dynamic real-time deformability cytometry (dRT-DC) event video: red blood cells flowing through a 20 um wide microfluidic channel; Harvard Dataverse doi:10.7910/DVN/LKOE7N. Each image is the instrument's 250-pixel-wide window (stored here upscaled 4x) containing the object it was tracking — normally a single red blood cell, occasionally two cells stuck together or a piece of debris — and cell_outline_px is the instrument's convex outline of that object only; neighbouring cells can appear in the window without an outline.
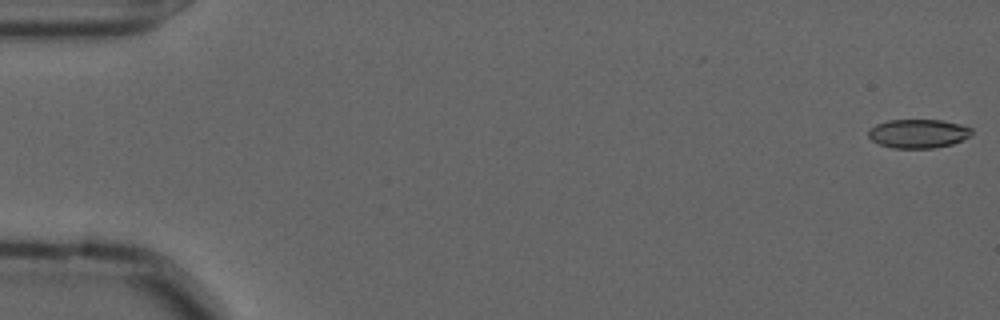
{"species": "common noctule bat (a hibernating species)", "species_latin": "Nyctalus noctula", "temperature_condition": "cold", "stored_images_in_passage": 22, "camera_frame_rate_fps": 3000, "um_per_image_px": 0.085, "animal": {"sex": "male", "forearm_length_mm": 52.5}, "frame": {"image": 1, "passage_image": 1, "time_ms": 0.0, "image_size_px": [1000, 320], "cell_outline_px": [[972, 136], [952, 144], [936, 148], [892, 148], [880, 144], [872, 140], [868, 136], [868, 128], [876, 124], [888, 120], [940, 120], [960, 124], [972, 128]], "centroid_in_image_um": [78.05, 11.35], "position_along_channel_um": 6.9, "area_um2": 17.51}}
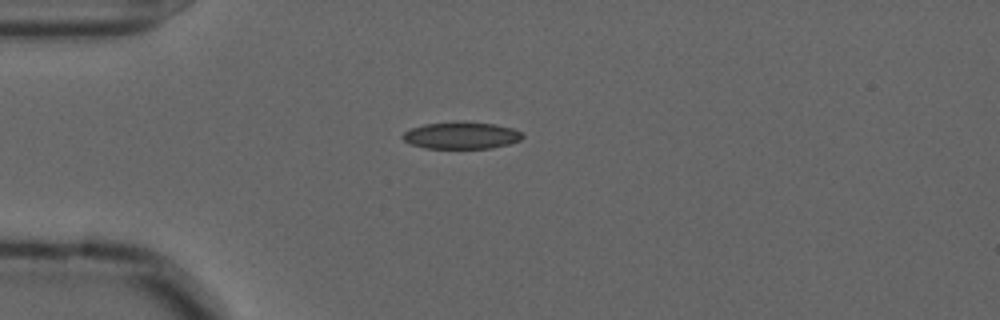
{"frame": {"image": 2, "passage_image": 15, "time_ms": 4.667, "image_size_px": [1000, 320], "cell_outline_px": [[524, 136], [520, 140], [508, 144], [492, 148], [424, 148], [412, 144], [404, 140], [400, 136], [404, 132], [412, 128], [424, 124], [452, 120], [464, 120], [496, 124], [512, 128], [520, 132]], "centroid_in_image_um": [39.2, 11.48], "position_along_channel_um": 45.8, "area_um2": 19.19}}
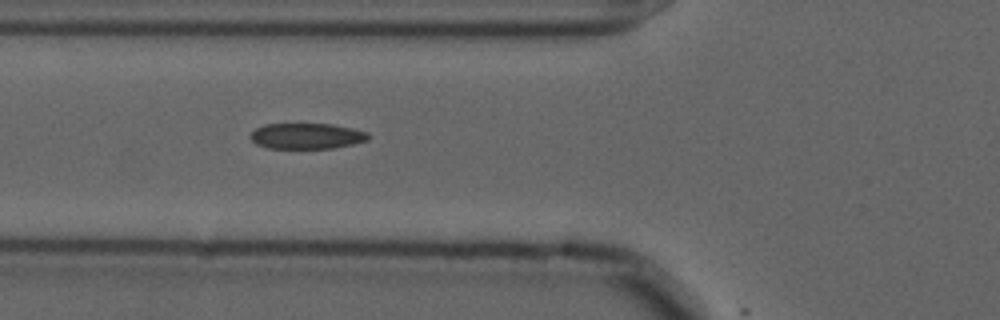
{"frame": {"image": 3, "passage_image": 21, "time_ms": 6.667, "image_size_px": [1000, 320], "cell_outline_px": [[368, 140], [352, 144], [332, 148], [268, 148], [256, 144], [248, 136], [256, 128], [264, 124], [332, 124], [352, 128], [368, 132]], "centroid_in_image_um": [26.04, 11.56], "position_along_channel_um": 99.8, "area_um2": 17.63}}